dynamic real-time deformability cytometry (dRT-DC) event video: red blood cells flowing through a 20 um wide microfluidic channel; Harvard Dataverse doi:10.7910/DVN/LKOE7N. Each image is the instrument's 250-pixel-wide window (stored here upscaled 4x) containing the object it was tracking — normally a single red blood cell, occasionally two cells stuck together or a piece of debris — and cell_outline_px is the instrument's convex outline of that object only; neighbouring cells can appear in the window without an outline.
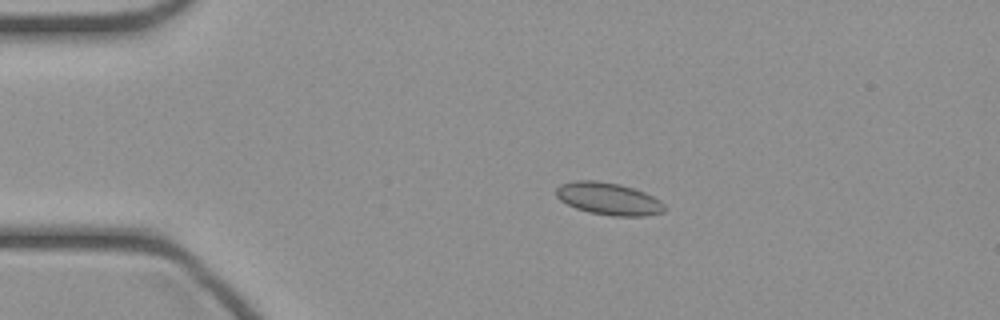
{"species": "common noctule bat (a hibernating species)", "species_latin": "Nyctalus noctula", "temperature_condition": "cold", "stored_images_in_passage": 39, "camera_frame_rate_fps": 3000, "um_per_image_px": 0.085, "animal": {"sex": "female", "body_mass_g": 21.9}, "frame": {"image": 1, "passage_image": 2, "time_ms": 0.333, "image_size_px": [1000, 320], "cell_outline_px": [[664, 212], [644, 216], [612, 216], [588, 212], [576, 208], [560, 200], [556, 196], [556, 188], [560, 184], [576, 180], [596, 180], [620, 184], [644, 192], [660, 200], [664, 204]], "centroid_in_image_um": [51.71, 16.89], "position_along_channel_um": 33.3, "area_um2": 20.4}}
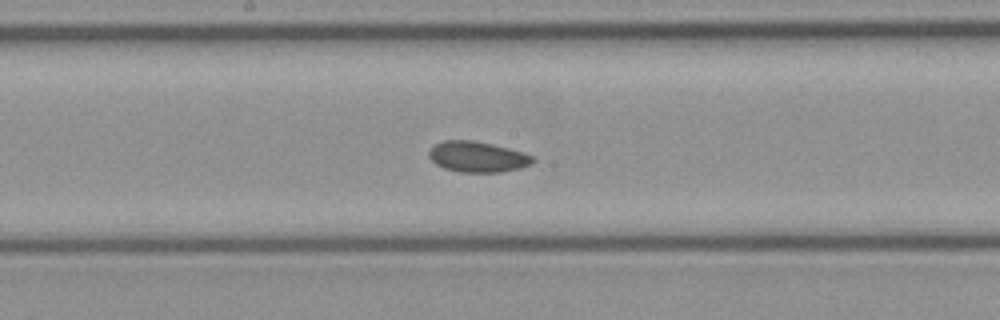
{"frame": {"image": 2, "passage_image": 17, "time_ms": 5.333, "image_size_px": [1000, 320], "cell_outline_px": [[536, 160], [532, 164], [520, 168], [500, 172], [460, 172], [444, 168], [436, 164], [428, 156], [428, 152], [432, 144], [444, 140], [472, 140], [492, 144], [524, 152], [532, 156]], "centroid_in_image_um": [40.57, 13.32], "position_along_channel_um": 207.6, "area_um2": 18.73}}
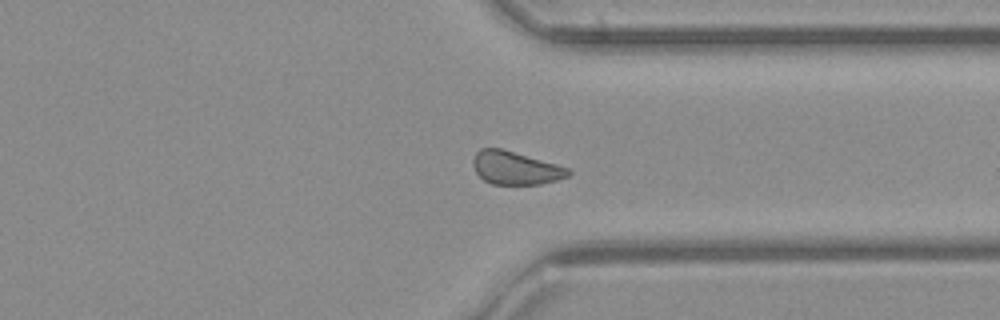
{"frame": {"image": 3, "passage_image": 28, "time_ms": 9.0, "image_size_px": [1000, 320], "cell_outline_px": [[572, 172], [568, 176], [556, 180], [540, 184], [492, 184], [484, 180], [476, 172], [472, 164], [472, 160], [476, 152], [480, 148], [504, 148], [572, 168]], "centroid_in_image_um": [43.84, 14.25], "position_along_channel_um": 367.6, "area_um2": 18.73}}